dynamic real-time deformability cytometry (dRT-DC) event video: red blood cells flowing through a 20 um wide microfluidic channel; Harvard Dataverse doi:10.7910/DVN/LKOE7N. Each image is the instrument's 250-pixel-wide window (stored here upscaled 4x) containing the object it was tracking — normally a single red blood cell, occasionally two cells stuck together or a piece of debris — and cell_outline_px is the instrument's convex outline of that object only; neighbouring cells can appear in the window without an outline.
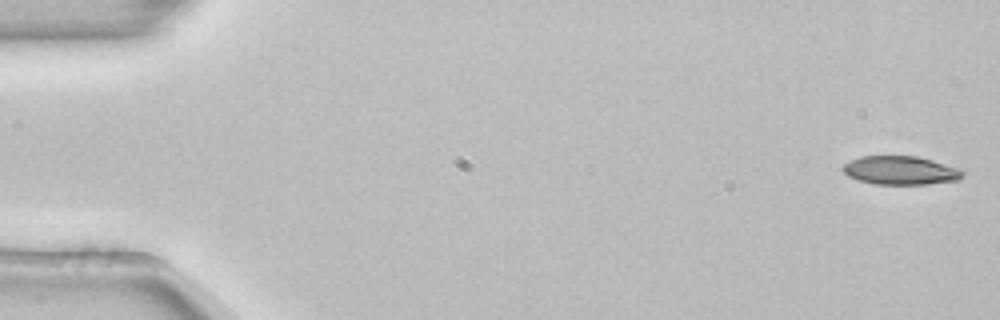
{"species": "common noctule bat (a hibernating species)", "species_latin": "Nyctalus noctula", "temperature_condition": "room temperature", "stored_images_in_passage": 53, "camera_frame_rate_fps": 3000, "um_per_image_px": 0.085, "animal": {"sex": "female", "body_mass_g": 22.7, "forearm_length_mm": 54.2}, "frame": {"image": 1, "passage_image": 1, "time_ms": 0.0, "image_size_px": [1000, 320], "cell_outline_px": [[964, 172], [956, 180], [928, 184], [876, 184], [860, 180], [848, 176], [840, 168], [844, 164], [860, 156], [916, 156], [932, 160], [960, 168]], "centroid_in_image_um": [76.52, 14.47], "position_along_channel_um": 8.5, "area_um2": 19.77}}
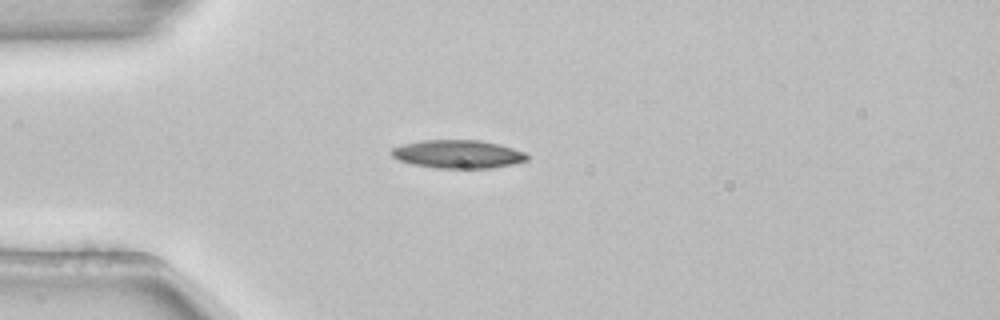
{"frame": {"image": 2, "passage_image": 14, "time_ms": 4.333, "image_size_px": [1000, 320], "cell_outline_px": [[528, 160], [512, 164], [488, 168], [436, 168], [412, 164], [400, 160], [392, 156], [392, 148], [404, 144], [424, 140], [480, 140], [500, 144], [524, 152], [528, 156]], "centroid_in_image_um": [38.94, 13.1], "position_along_channel_um": 46.1, "area_um2": 22.14}}
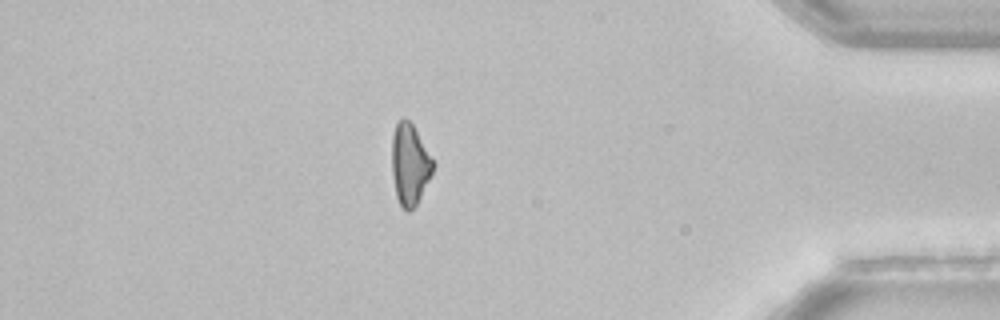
{"frame": {"image": 3, "passage_image": 46, "time_ms": 15.0, "image_size_px": [1000, 320], "cell_outline_px": [[436, 164], [416, 204], [408, 212], [400, 204], [396, 196], [392, 176], [392, 136], [396, 124], [404, 116], [412, 124]], "centroid_in_image_um": [34.82, 13.95], "position_along_channel_um": 400.4, "area_um2": 19.19}, "authors_computed_cell_mechanics": {"area_um2": 20.9236, "velocity_mm_per_s": 3.8672, "shape_relaxation_time_tau1_ms": 5.4157, "shape_relaxation_time_tau2_ms": null, "deformation_change_tau1": 0.17, "deformation_change_tau2": null}}